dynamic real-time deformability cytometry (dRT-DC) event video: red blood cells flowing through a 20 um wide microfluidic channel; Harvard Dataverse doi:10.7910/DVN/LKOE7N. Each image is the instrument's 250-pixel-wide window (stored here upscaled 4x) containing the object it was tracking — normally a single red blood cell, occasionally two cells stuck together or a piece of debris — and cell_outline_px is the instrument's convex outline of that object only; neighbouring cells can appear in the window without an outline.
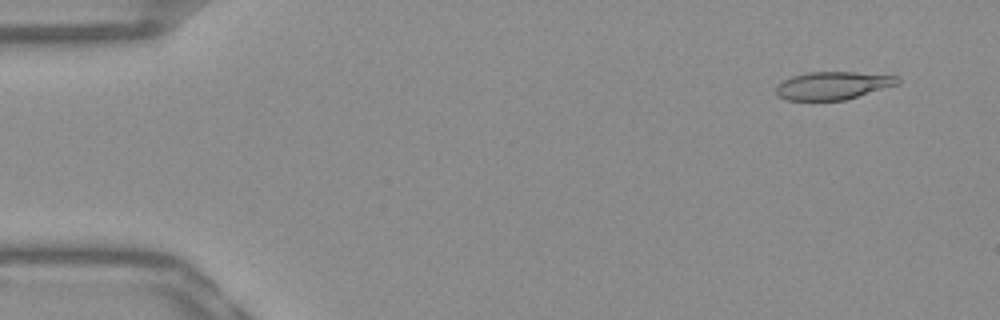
{"species": "Egyptian fruit bat (a non-hibernating species)", "species_latin": "Rousettus aegyptiacus", "temperature_condition": "warm", "stored_images_in_passage": 51, "camera_frame_rate_fps": 3000, "um_per_image_px": 0.085, "frame": {"image": 1, "passage_image": 2, "time_ms": 0.333, "image_size_px": [1000, 320], "cell_outline_px": [[900, 84], [844, 100], [788, 100], [776, 96], [776, 88], [784, 80], [792, 76], [808, 72], [852, 72], [900, 76]], "centroid_in_image_um": [70.82, 7.27], "position_along_channel_um": 14.2, "area_um2": 19.71}}
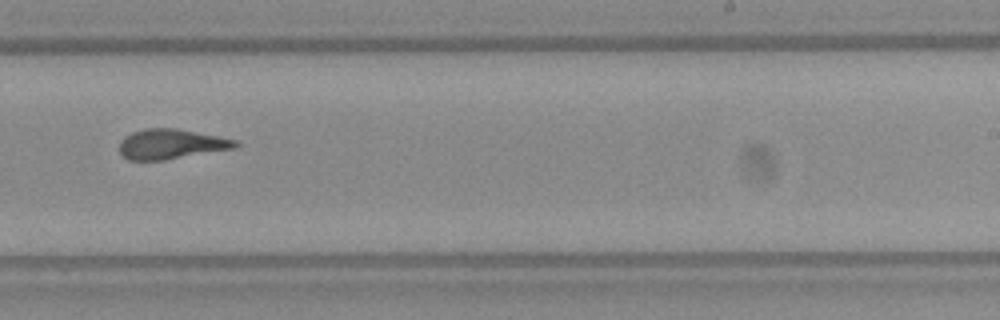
{"frame": {"image": 2, "passage_image": 31, "time_ms": 10.0, "image_size_px": [1000, 320], "cell_outline_px": [[240, 144], [236, 148], [164, 160], [128, 160], [120, 152], [120, 140], [124, 136], [132, 132], [144, 128], [176, 128], [220, 136], [236, 140]], "centroid_in_image_um": [14.55, 12.24], "position_along_channel_um": 274.4, "area_um2": 20.35}}
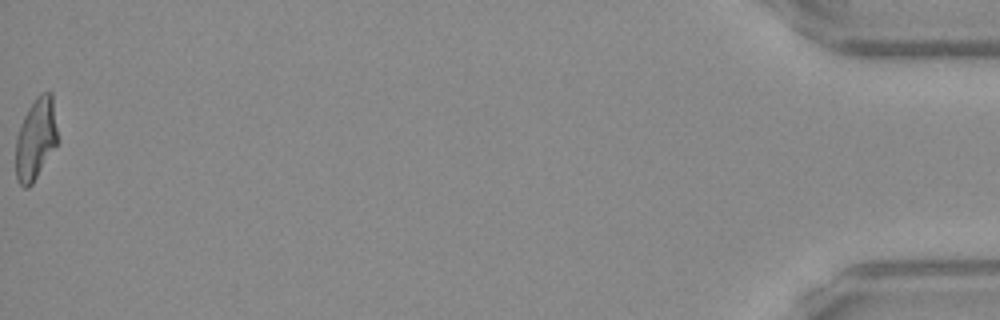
{"frame": {"image": 3, "passage_image": 51, "time_ms": 16.667, "image_size_px": [1000, 320], "cell_outline_px": [[60, 140], [32, 184], [28, 188], [24, 188], [16, 180], [16, 136], [20, 124], [28, 108], [36, 96], [40, 92], [52, 92]], "centroid_in_image_um": [3.07, 11.78], "position_along_channel_um": 432.1, "area_um2": 20.46}, "authors_computed_cell_mechanics": {"area_um2": 20.4612, "velocity_mm_per_s": 3.8702, "shape_relaxation_time_tau1_ms": 10.7466, "shape_relaxation_time_tau2_ms": 1.9025, "deformation_change_tau1": 0.3294, "deformation_change_tau2": 0.1196}}